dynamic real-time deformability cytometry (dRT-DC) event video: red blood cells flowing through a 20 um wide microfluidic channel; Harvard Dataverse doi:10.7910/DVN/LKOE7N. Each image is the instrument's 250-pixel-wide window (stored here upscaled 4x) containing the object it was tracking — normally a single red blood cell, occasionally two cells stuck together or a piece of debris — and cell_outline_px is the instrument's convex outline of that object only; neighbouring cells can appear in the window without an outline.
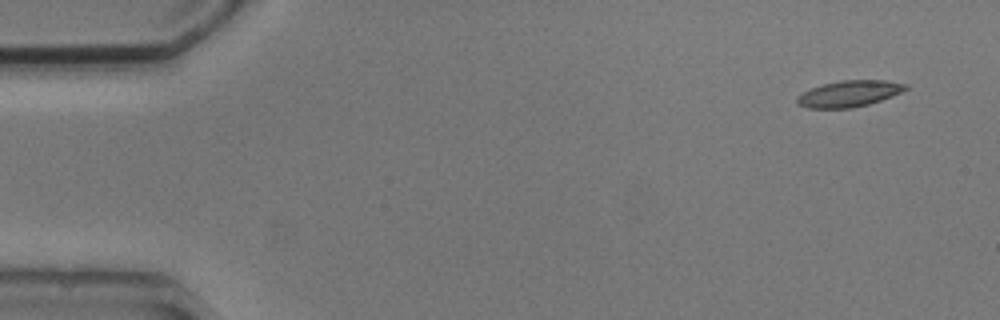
{"species": "common noctule bat (a hibernating species)", "species_latin": "Nyctalus noctula", "temperature_condition": "cold", "stored_images_in_passage": 6, "camera_frame_rate_fps": 3000, "um_per_image_px": 0.085, "animal": {"sex": "male", "body_mass_g": 20.5, "forearm_length_mm": 52.5}, "frame": {"image": 1, "passage_image": 1, "time_ms": 0.0, "image_size_px": [1000, 320], "cell_outline_px": [[908, 88], [892, 96], [868, 104], [852, 108], [808, 108], [796, 104], [796, 96], [812, 88], [824, 84], [840, 80], [884, 80], [908, 84]], "centroid_in_image_um": [72.16, 7.96], "position_along_channel_um": 12.8, "area_um2": 16.53}}
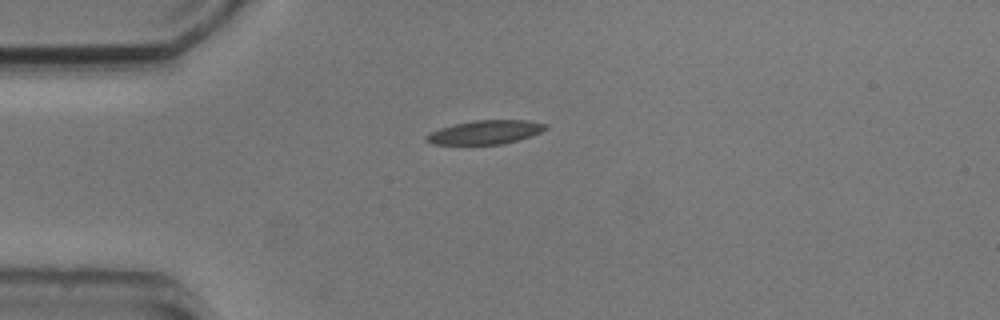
{"frame": {"image": 2, "passage_image": 4, "time_ms": 3.333, "image_size_px": [1000, 320], "cell_outline_px": [[548, 128], [532, 136], [500, 144], [432, 144], [424, 140], [424, 136], [440, 128], [452, 124], [476, 120], [528, 120], [548, 124]], "centroid_in_image_um": [41.25, 11.23], "position_along_channel_um": 43.7, "area_um2": 16.53}}
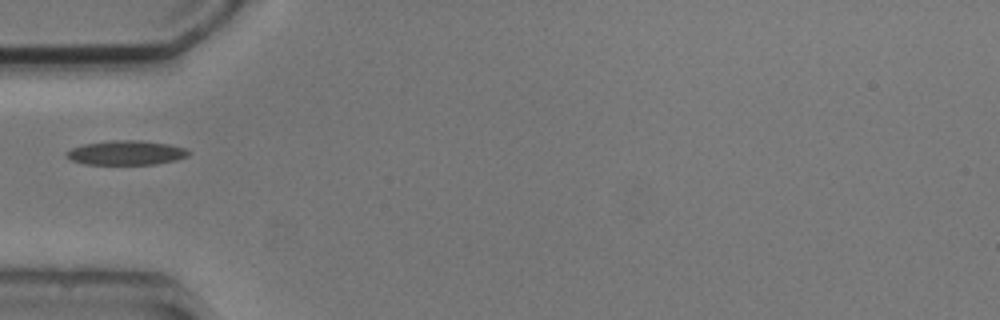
{"frame": {"image": 3, "passage_image": 5, "time_ms": 4.667, "image_size_px": [1000, 320], "cell_outline_px": [[192, 152], [188, 156], [176, 160], [156, 164], [84, 164], [72, 160], [64, 156], [64, 152], [72, 148], [84, 144], [112, 140], [140, 140], [168, 144], [184, 148]], "centroid_in_image_um": [10.71, 12.98], "position_along_channel_um": 74.3, "area_um2": 17.4}}